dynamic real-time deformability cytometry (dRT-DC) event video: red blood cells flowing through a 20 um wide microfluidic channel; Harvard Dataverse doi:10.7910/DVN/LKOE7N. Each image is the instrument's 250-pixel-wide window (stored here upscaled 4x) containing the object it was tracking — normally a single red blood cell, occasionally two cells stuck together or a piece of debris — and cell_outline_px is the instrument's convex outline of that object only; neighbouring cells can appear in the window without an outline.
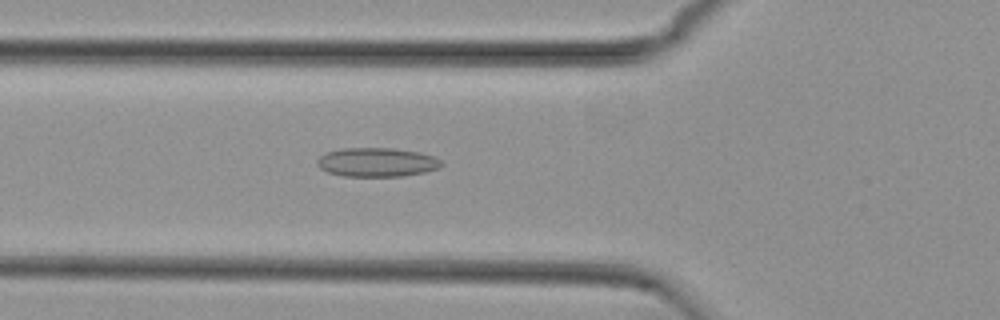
{"species": "common noctule bat (a hibernating species)", "species_latin": "Nyctalus noctula", "temperature_condition": "cold", "stored_images_in_passage": 41, "camera_frame_rate_fps": 3000, "um_per_image_px": 0.085, "animal": {"sex": "female", "body_mass_g": 29.2, "forearm_length_mm": 56.3}, "frame": {"image": 1, "passage_image": 7, "time_ms": 2.0, "image_size_px": [1000, 320], "cell_outline_px": [[444, 164], [440, 168], [424, 172], [404, 176], [344, 176], [328, 172], [320, 168], [316, 164], [316, 160], [320, 156], [328, 152], [344, 148], [392, 148], [420, 152], [432, 156], [440, 160]], "centroid_in_image_um": [32.04, 13.79], "position_along_channel_um": 93.8, "area_um2": 20.98}}
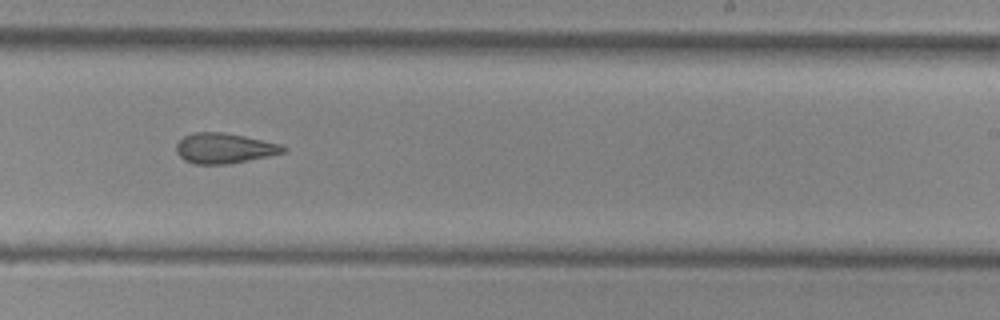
{"frame": {"image": 2, "passage_image": 21, "time_ms": 6.667, "image_size_px": [1000, 320], "cell_outline_px": [[288, 152], [228, 164], [196, 164], [184, 160], [176, 152], [176, 144], [184, 136], [192, 132], [224, 132], [284, 144], [288, 148]], "centroid_in_image_um": [19.11, 12.59], "position_along_channel_um": 269.9, "area_um2": 19.07}}
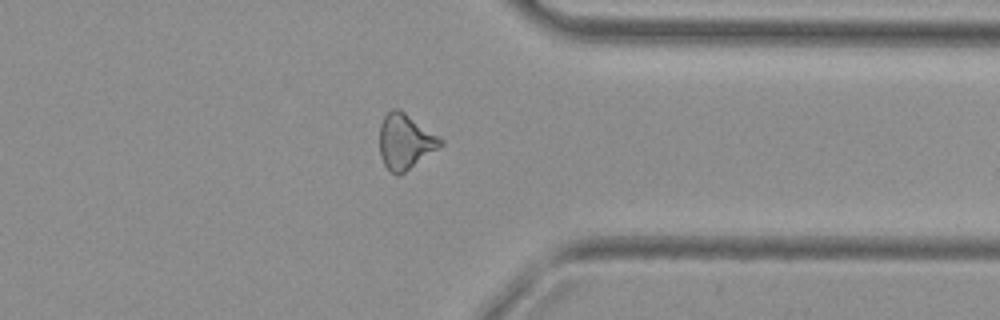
{"frame": {"image": 3, "passage_image": 30, "time_ms": 9.667, "image_size_px": [1000, 320], "cell_outline_px": [[444, 144], [404, 172], [396, 176], [384, 164], [380, 156], [380, 124], [384, 116], [392, 108], [400, 108], [440, 136], [444, 140]], "centroid_in_image_um": [34.45, 11.99], "position_along_channel_um": 376.9, "area_um2": 19.65}}